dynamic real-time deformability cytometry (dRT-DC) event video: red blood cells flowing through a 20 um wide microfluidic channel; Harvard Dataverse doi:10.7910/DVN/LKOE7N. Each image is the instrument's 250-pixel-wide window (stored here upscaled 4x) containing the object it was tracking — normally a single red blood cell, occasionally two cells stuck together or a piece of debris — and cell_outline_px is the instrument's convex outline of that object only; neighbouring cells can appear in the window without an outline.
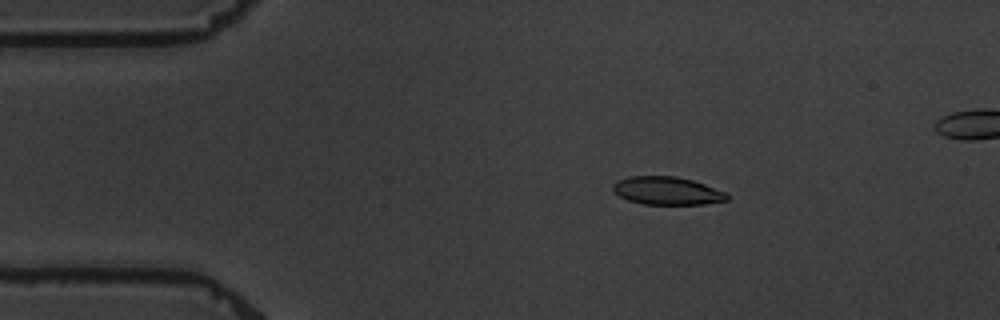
{"species": "common noctule bat (a hibernating species)", "species_latin": "Nyctalus noctula", "temperature_condition": "warm", "stored_images_in_passage": 5, "camera_frame_rate_fps": 3000, "um_per_image_px": 0.085, "animal": {"sex": "male", "body_mass_g": 19.5, "forearm_length_mm": 54.6}, "frame": {"image": 1, "passage_image": 2, "time_ms": 1.333, "image_size_px": [1000, 320], "cell_outline_px": [[728, 200], [704, 204], [644, 204], [628, 200], [612, 192], [612, 184], [616, 180], [628, 176], [676, 176], [692, 180], [728, 192]], "centroid_in_image_um": [56.68, 16.21], "position_along_channel_um": 28.3, "area_um2": 18.79}}
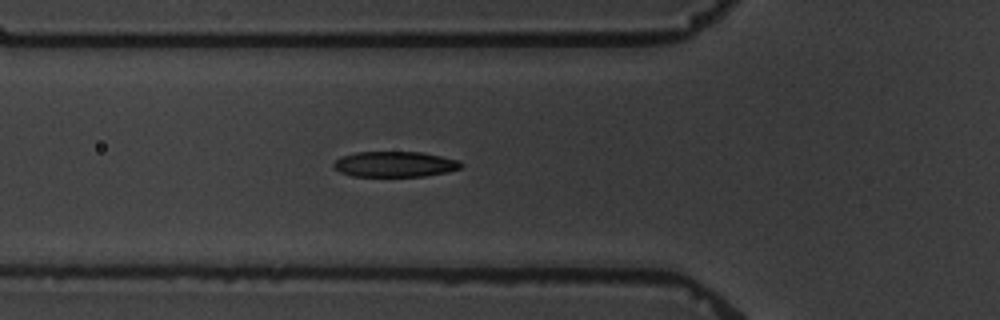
{"frame": {"image": 2, "passage_image": 5, "time_ms": 4.667, "image_size_px": [1000, 320], "cell_outline_px": [[464, 164], [460, 168], [448, 172], [424, 176], [352, 176], [340, 172], [332, 164], [340, 156], [356, 152], [424, 152], [460, 160]], "centroid_in_image_um": [33.59, 13.95], "position_along_channel_um": 92.2, "area_um2": 19.07}}